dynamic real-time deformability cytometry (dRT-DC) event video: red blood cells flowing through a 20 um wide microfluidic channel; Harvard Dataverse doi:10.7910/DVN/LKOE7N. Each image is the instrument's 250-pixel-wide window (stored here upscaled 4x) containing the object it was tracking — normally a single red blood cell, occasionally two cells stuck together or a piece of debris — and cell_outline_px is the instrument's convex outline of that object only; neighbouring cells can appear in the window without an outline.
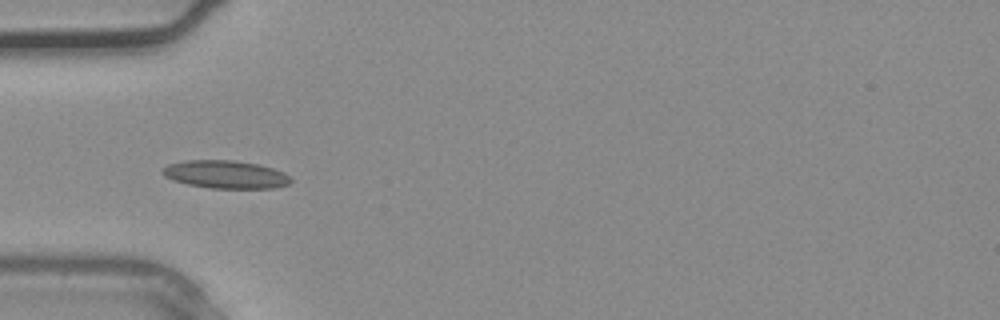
{"species": "common noctule bat (a hibernating species)", "species_latin": "Nyctalus noctula", "temperature_condition": "warm", "stored_images_in_passage": 3, "camera_frame_rate_fps": 3000, "um_per_image_px": 0.085, "animal": {"sex": "male", "body_mass_g": 20.4}, "frame": {"image": 1, "passage_image": 3, "time_ms": 0.667, "image_size_px": [1000, 320], "cell_outline_px": [[292, 180], [288, 184], [272, 188], [212, 188], [188, 184], [172, 180], [164, 176], [160, 172], [168, 164], [184, 160], [236, 160], [260, 164], [284, 172]], "centroid_in_image_um": [19.15, 14.81], "position_along_channel_um": 65.8, "area_um2": 20.92}}